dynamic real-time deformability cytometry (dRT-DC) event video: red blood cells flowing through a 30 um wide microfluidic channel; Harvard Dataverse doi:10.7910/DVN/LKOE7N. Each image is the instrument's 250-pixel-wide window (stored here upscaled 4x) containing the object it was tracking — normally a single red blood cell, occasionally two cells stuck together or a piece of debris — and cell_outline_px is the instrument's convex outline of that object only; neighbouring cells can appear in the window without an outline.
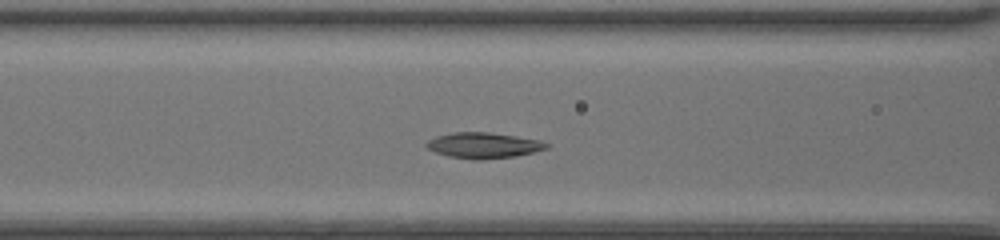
{"species": "common noctule bat (a hibernating species)", "species_latin": "Nyctalus noctula", "temperature_condition": "room temperature", "stored_images_in_passage": 37, "camera_frame_rate_fps": 3000, "um_per_image_px": 0.085, "animal": {"sex": "female", "body_mass_g": 20.0, "forearm_length_mm": 54.0}, "frame": {"image": 1, "passage_image": 10, "time_ms": 3.0, "image_size_px": [1000, 240], "cell_outline_px": [[552, 144], [548, 148], [516, 156], [484, 160], [476, 160], [448, 156], [436, 152], [428, 148], [424, 144], [428, 140], [436, 136], [452, 132], [488, 132], [516, 136], [540, 140]], "centroid_in_image_um": [41.11, 12.35], "position_along_channel_um": 125.5, "area_um2": 18.09}}
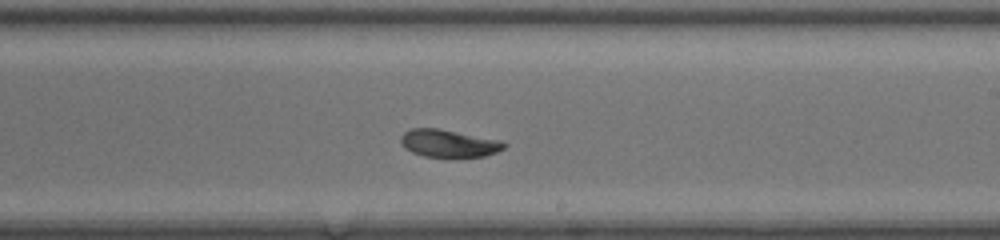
{"frame": {"image": 2, "passage_image": 19, "time_ms": 6.0, "image_size_px": [1000, 240], "cell_outline_px": [[508, 144], [504, 148], [496, 152], [484, 156], [424, 156], [412, 152], [404, 148], [400, 140], [400, 136], [404, 132], [412, 128], [436, 128], [496, 140]], "centroid_in_image_um": [38.07, 12.18], "position_along_channel_um": 250.9, "area_um2": 16.07}}
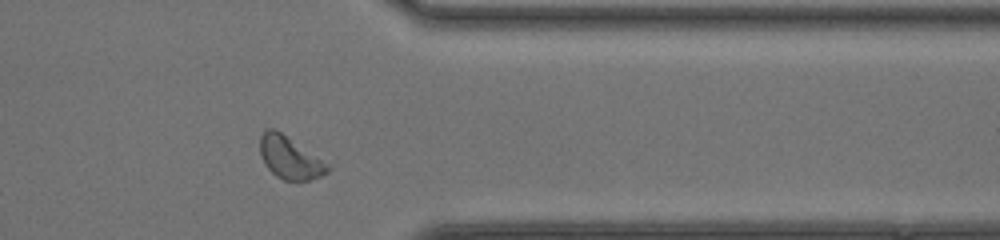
{"frame": {"image": 3, "passage_image": 29, "time_ms": 9.333, "image_size_px": [1000, 240], "cell_outline_px": [[332, 168], [328, 172], [320, 176], [308, 180], [284, 180], [276, 176], [264, 164], [260, 152], [260, 136], [264, 128], [276, 128], [332, 164]], "centroid_in_image_um": [24.68, 13.37], "position_along_channel_um": 386.7, "area_um2": 17.22}, "authors_computed_cell_mechanics": {"area_um2": 17.6868, "velocity_mm_per_s": 4.1807, "shape_relaxation_time_tau1_ms": 3.3317, "shape_relaxation_time_tau2_ms": 2.7197, "deformation_change_tau1": 0.1064, "deformation_change_tau2": 0.079}}